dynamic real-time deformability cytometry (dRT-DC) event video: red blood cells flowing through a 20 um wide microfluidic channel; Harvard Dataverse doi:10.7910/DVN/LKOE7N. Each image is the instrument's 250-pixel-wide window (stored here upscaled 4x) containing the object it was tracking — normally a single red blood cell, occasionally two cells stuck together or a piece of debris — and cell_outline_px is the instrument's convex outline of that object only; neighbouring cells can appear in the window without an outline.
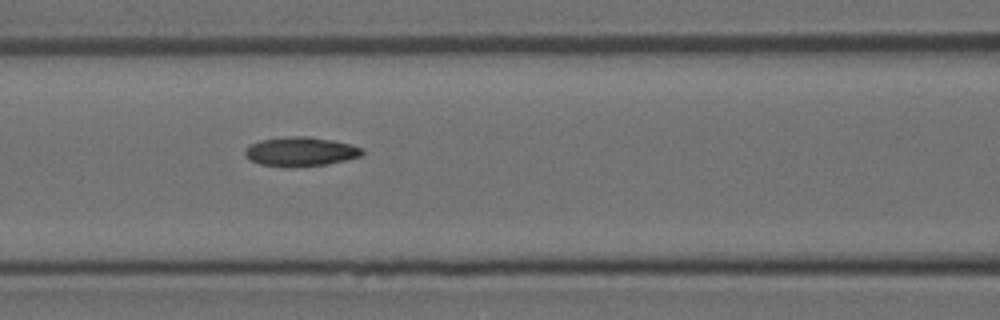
{"species": "Egyptian fruit bat (a non-hibernating species)", "species_latin": "Rousettus aegyptiacus", "temperature_condition": "room temperature", "stored_images_in_passage": 5, "segment_of_instrument_passage": [1, 2], "camera_frame_rate_fps": 3000, "um_per_image_px": 0.085, "animal": {"sex": "female"}, "frame": {"image": 1, "passage_image": 4, "time_ms": 4.333, "image_size_px": [1000, 320], "cell_outline_px": [[364, 152], [360, 156], [328, 164], [260, 164], [252, 160], [244, 152], [252, 144], [260, 140], [288, 136], [308, 136], [332, 140], [352, 144], [364, 148]], "centroid_in_image_um": [25.64, 12.83], "position_along_channel_um": 141.0, "area_um2": 18.96}}